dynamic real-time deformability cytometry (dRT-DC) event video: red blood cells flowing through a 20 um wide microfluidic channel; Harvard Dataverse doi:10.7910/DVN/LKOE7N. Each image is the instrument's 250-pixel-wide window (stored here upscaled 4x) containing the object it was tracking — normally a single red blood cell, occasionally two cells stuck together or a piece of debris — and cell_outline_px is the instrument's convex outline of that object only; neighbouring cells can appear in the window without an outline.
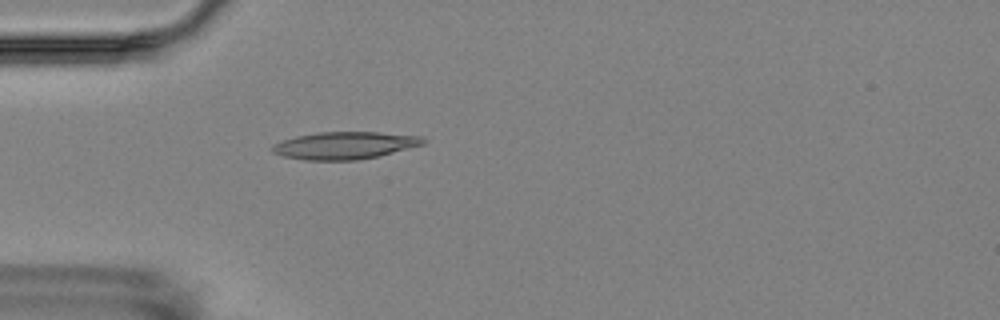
{"species": "Egyptian fruit bat (a non-hibernating species)", "species_latin": "Rousettus aegyptiacus", "temperature_condition": "room temperature", "stored_images_in_passage": 3, "camera_frame_rate_fps": 3000, "um_per_image_px": 0.085, "animal": {"sex": "female"}, "frame": {"image": 1, "passage_image": 3, "time_ms": 2.0, "image_size_px": [1000, 320], "cell_outline_px": [[428, 140], [424, 144], [380, 156], [356, 160], [304, 160], [284, 156], [272, 152], [272, 148], [276, 144], [284, 140], [296, 136], [320, 132], [380, 132], [424, 136]], "centroid_in_image_um": [29.38, 12.36], "position_along_channel_um": 55.6, "area_um2": 24.04}}